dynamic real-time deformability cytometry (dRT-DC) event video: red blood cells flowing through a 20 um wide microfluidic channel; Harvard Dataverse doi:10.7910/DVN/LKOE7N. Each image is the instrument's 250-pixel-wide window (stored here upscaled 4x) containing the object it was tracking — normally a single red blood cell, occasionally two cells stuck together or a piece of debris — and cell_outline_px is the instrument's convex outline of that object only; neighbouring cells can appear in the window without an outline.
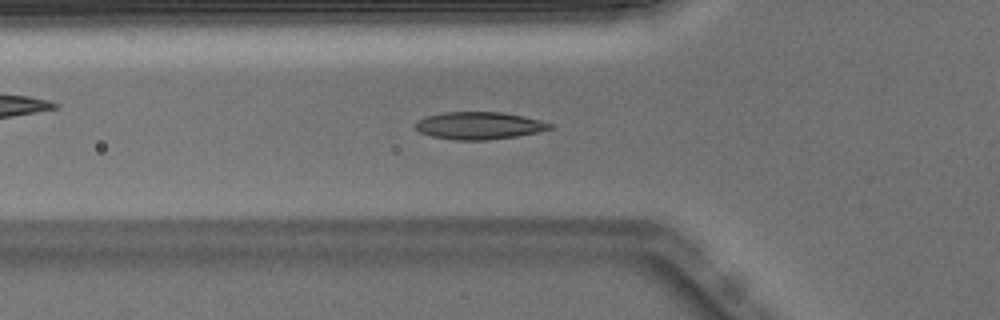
{"species": "Egyptian fruit bat (a non-hibernating species)", "species_latin": "Rousettus aegyptiacus", "temperature_condition": "warm", "stored_images_in_passage": 47, "camera_frame_rate_fps": 3000, "um_per_image_px": 0.085, "animal": {"sex": "male"}, "frame": {"image": 1, "passage_image": 17, "time_ms": 5.333, "image_size_px": [1000, 320], "cell_outline_px": [[556, 128], [516, 136], [488, 140], [456, 140], [432, 136], [420, 132], [412, 124], [416, 120], [424, 116], [444, 112], [500, 112], [524, 116], [540, 120], [552, 124]], "centroid_in_image_um": [40.69, 10.67], "position_along_channel_um": 85.1, "area_um2": 21.62}}
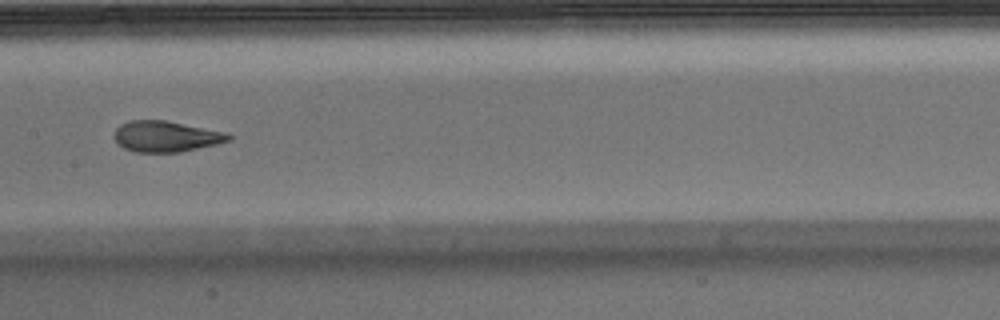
{"frame": {"image": 2, "passage_image": 25, "time_ms": 8.0, "image_size_px": [1000, 320], "cell_outline_px": [[232, 140], [216, 144], [180, 152], [136, 152], [124, 148], [116, 140], [116, 128], [120, 124], [128, 120], [164, 120], [228, 132], [232, 136]], "centroid_in_image_um": [14.15, 11.59], "position_along_channel_um": 193.2, "area_um2": 20.52}}
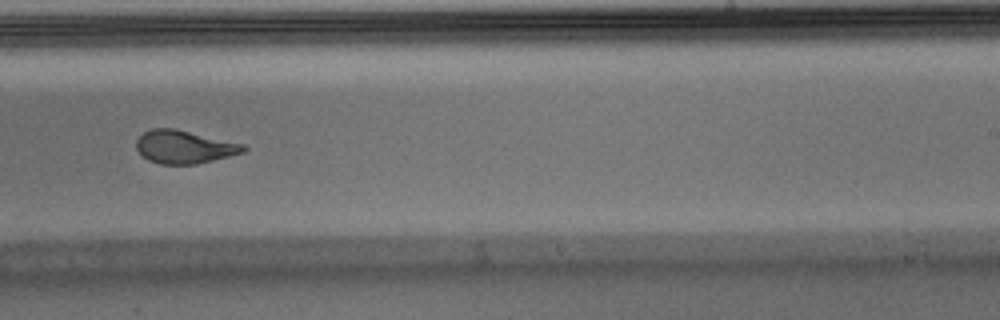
{"frame": {"image": 3, "passage_image": 31, "time_ms": 10.0, "image_size_px": [1000, 320], "cell_outline_px": [[248, 148], [244, 152], [196, 164], [160, 164], [148, 160], [136, 148], [136, 140], [144, 132], [152, 128], [172, 128], [244, 144]], "centroid_in_image_um": [15.65, 12.49], "position_along_channel_um": 273.4, "area_um2": 20.35}, "authors_computed_cell_mechanics": {"area_um2": 20.808, "velocity_mm_per_s": 4.0165, "shape_relaxation_time_tau1_ms": 5.228, "shape_relaxation_time_tau2_ms": 1.4251, "deformation_change_tau1": 0.2031, "deformation_change_tau2": 0.0906}}